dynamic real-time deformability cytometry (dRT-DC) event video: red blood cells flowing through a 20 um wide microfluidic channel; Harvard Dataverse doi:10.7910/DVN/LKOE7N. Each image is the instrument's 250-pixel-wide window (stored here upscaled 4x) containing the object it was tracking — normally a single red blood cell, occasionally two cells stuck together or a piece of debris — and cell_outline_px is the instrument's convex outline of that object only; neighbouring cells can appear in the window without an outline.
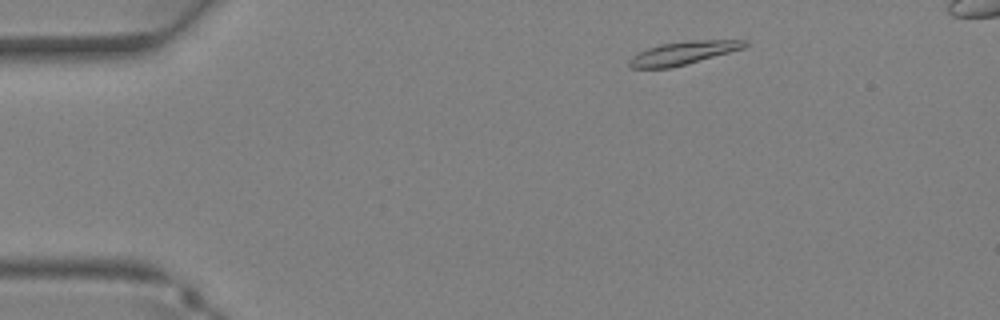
{"species": "Egyptian fruit bat (a non-hibernating species)", "species_latin": "Rousettus aegyptiacus", "temperature_condition": "warm", "stored_images_in_passage": 34, "camera_frame_rate_fps": 3000, "um_per_image_px": 0.085, "animal": {"sex": "female"}, "frame": {"image": 1, "passage_image": 3, "time_ms": 0.667, "image_size_px": [1000, 320], "cell_outline_px": [[748, 44], [744, 48], [672, 68], [632, 68], [628, 64], [628, 60], [632, 56], [648, 48], [660, 44], [688, 40], [748, 40]], "centroid_in_image_um": [58.06, 4.5], "position_along_channel_um": 26.9, "area_um2": 15.55}}
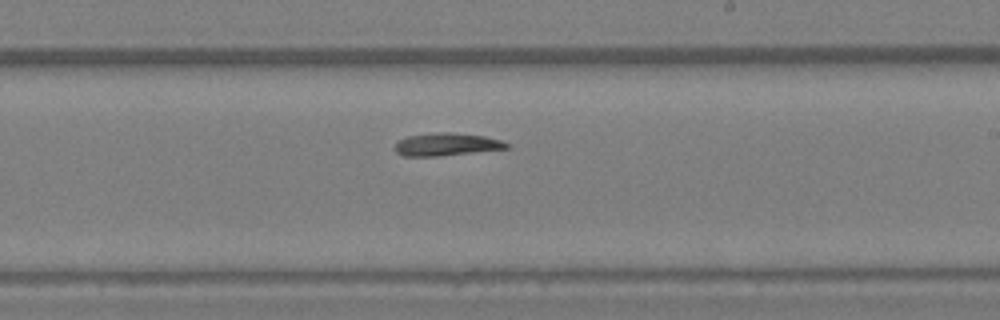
{"frame": {"image": 2, "passage_image": 19, "time_ms": 6.0, "image_size_px": [1000, 320], "cell_outline_px": [[508, 148], [440, 156], [404, 156], [396, 152], [396, 144], [400, 140], [408, 136], [432, 132], [448, 132], [484, 136], [500, 140], [508, 144]], "centroid_in_image_um": [37.93, 12.27], "position_along_channel_um": 251.1, "area_um2": 14.57}}
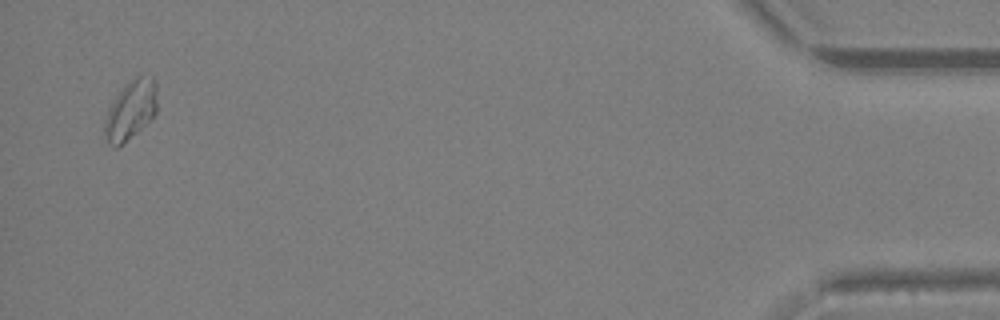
{"frame": {"image": 3, "passage_image": 33, "time_ms": 10.667, "image_size_px": [1000, 320], "cell_outline_px": [[156, 112], [136, 132], [116, 148], [108, 144], [104, 140], [104, 120], [108, 108], [124, 84], [136, 76], [152, 76], [156, 80]], "centroid_in_image_um": [11.07, 9.33], "position_along_channel_um": 424.1, "area_um2": 18.03}}